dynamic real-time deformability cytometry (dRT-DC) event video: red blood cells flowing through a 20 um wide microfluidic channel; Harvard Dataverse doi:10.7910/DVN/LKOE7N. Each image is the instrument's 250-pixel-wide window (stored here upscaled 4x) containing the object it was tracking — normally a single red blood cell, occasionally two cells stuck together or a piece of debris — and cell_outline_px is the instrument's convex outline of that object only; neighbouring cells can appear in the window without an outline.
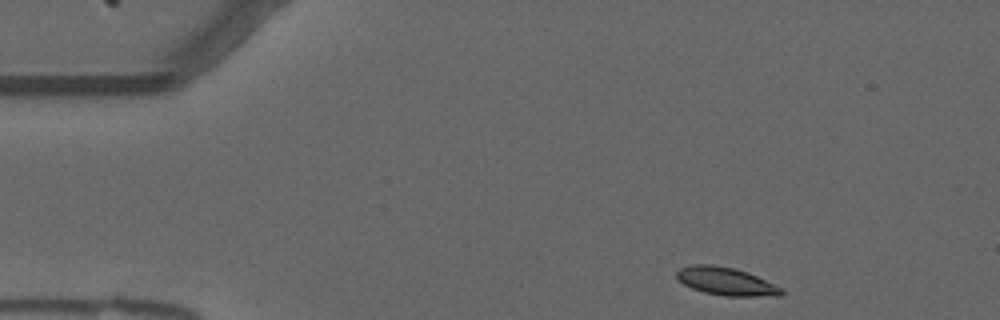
{"species": "common noctule bat (a hibernating species)", "species_latin": "Nyctalus noctula", "temperature_condition": "warm", "stored_images_in_passage": 48, "camera_frame_rate_fps": 3000, "um_per_image_px": 0.085, "animal": {"sex": "male", "forearm_length_mm": 52.5}, "frame": {"image": 1, "passage_image": 1, "time_ms": 0.0, "image_size_px": [1000, 320], "cell_outline_px": [[784, 292], [780, 296], [724, 296], [704, 292], [692, 288], [676, 280], [676, 272], [680, 268], [692, 264], [712, 264], [736, 268], [748, 272], [784, 288]], "centroid_in_image_um": [61.72, 23.91], "position_along_channel_um": 23.3, "area_um2": 17.34}}
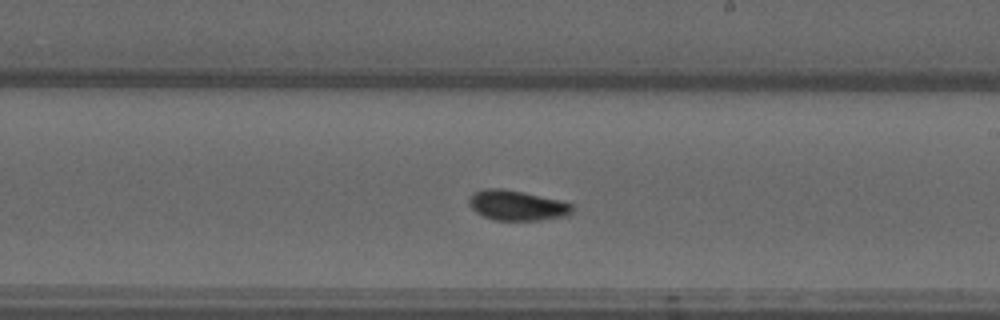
{"frame": {"image": 2, "passage_image": 25, "time_ms": 8.0, "image_size_px": [1000, 320], "cell_outline_px": [[572, 212], [564, 216], [540, 220], [496, 220], [484, 216], [476, 212], [468, 204], [468, 196], [476, 192], [488, 188], [500, 188], [524, 192], [560, 200], [572, 204]], "centroid_in_image_um": [43.92, 17.45], "position_along_channel_um": 245.1, "area_um2": 17.98}}
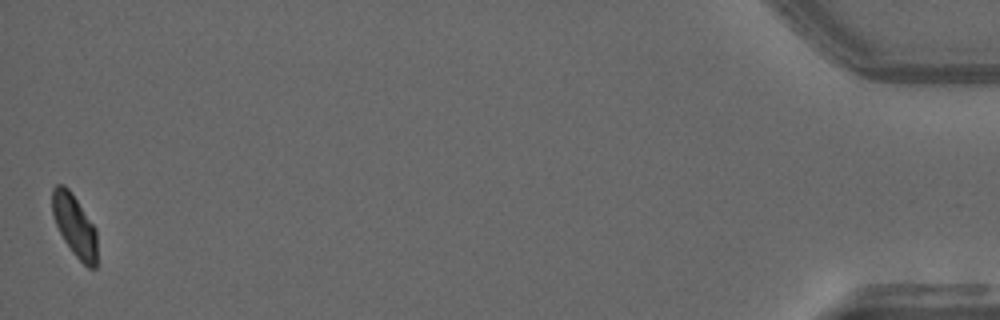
{"frame": {"image": 3, "passage_image": 48, "time_ms": 15.667, "image_size_px": [1000, 320], "cell_outline_px": [[96, 268], [88, 268], [72, 252], [64, 240], [56, 224], [52, 212], [52, 188], [56, 184], [64, 184], [72, 192], [96, 228]], "centroid_in_image_um": [6.33, 19.14], "position_along_channel_um": 428.9, "area_um2": 16.18}, "authors_computed_cell_mechanics": {"area_um2": 17.3111, "velocity_mm_per_s": 3.696, "shape_relaxation_time_tau1_ms": 4.4831, "shape_relaxation_time_tau2_ms": 1.307, "deformation_change_tau1": 0.1475, "deformation_change_tau2": 0.0416}}